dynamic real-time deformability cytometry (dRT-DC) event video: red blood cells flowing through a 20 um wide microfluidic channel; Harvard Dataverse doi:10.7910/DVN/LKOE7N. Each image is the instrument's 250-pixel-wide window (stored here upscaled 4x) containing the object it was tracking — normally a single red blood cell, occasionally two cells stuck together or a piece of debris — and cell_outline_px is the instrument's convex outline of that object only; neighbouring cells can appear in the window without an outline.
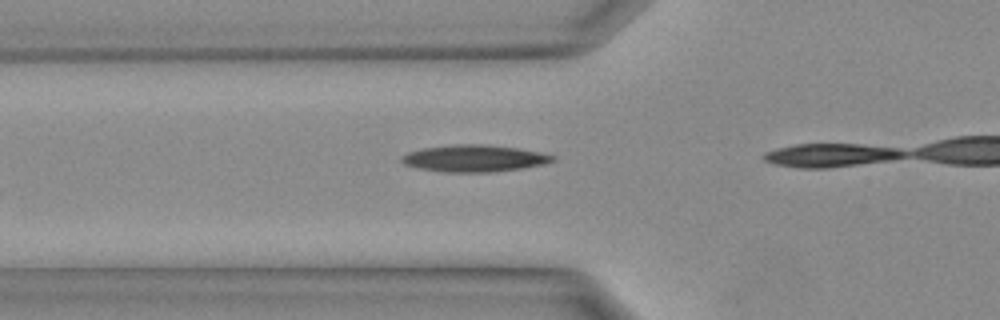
{"species": "Egyptian fruit bat (a non-hibernating species)", "species_latin": "Rousettus aegyptiacus", "temperature_condition": "warm", "stored_images_in_passage": 3, "camera_frame_rate_fps": 3000, "um_per_image_px": 0.085, "animal": {"sex": "female"}, "frame": {"image": 1, "passage_image": 2, "time_ms": 0.333, "image_size_px": [1000, 320], "cell_outline_px": [[556, 160], [544, 164], [524, 168], [492, 172], [444, 172], [416, 168], [404, 164], [400, 160], [400, 156], [408, 152], [424, 148], [456, 144], [480, 144], [520, 148], [540, 152], [556, 156]], "centroid_in_image_um": [40.32, 13.46], "position_along_channel_um": 85.5, "area_um2": 23.81}}